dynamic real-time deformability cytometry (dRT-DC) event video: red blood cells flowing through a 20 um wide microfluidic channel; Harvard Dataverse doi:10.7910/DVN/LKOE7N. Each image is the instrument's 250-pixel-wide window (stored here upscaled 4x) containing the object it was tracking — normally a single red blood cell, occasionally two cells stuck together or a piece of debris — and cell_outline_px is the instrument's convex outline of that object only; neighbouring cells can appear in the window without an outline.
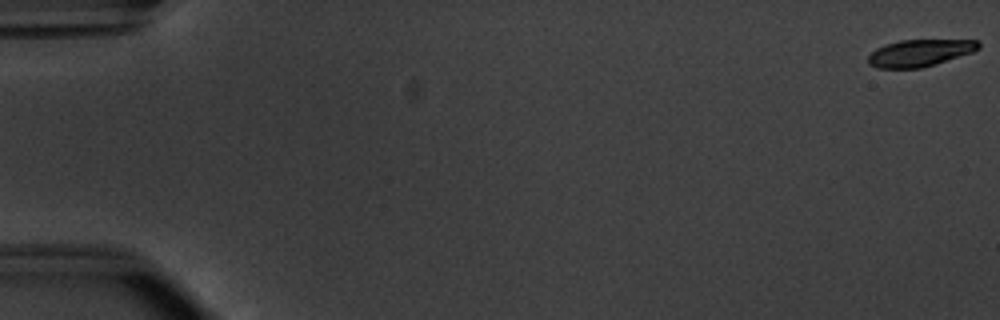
{"species": "common noctule bat (a hibernating species)", "species_latin": "Nyctalus noctula", "temperature_condition": "warm", "stored_images_in_passage": 54, "camera_frame_rate_fps": 3000, "um_per_image_px": 0.085, "animal": {"sex": "male", "body_mass_g": 20.1, "forearm_length_mm": 53.5}, "frame": {"image": 1, "passage_image": 1, "time_ms": 0.0, "image_size_px": [1000, 320], "cell_outline_px": [[980, 48], [972, 52], [936, 64], [920, 68], [876, 68], [868, 64], [868, 56], [876, 48], [884, 44], [900, 40], [976, 40], [980, 44]], "centroid_in_image_um": [78.15, 4.5], "position_along_channel_um": 6.9, "area_um2": 17.34}}
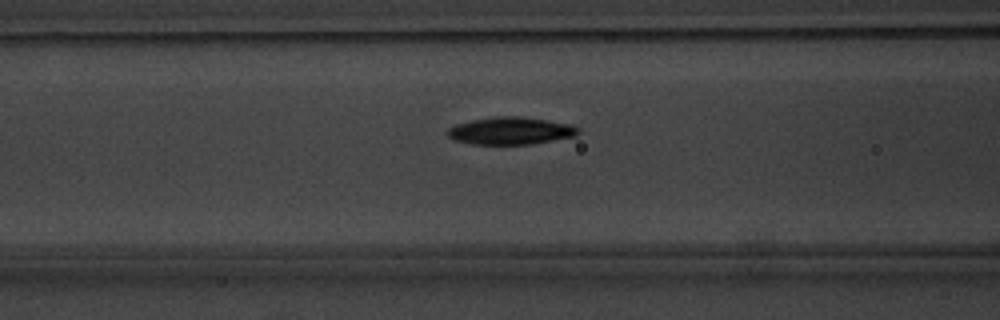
{"frame": {"image": 2, "passage_image": 23, "time_ms": 7.333, "image_size_px": [1000, 320], "cell_outline_px": [[580, 132], [576, 136], [532, 144], [472, 144], [452, 140], [448, 136], [448, 128], [456, 124], [472, 120], [496, 116], [520, 116], [548, 120], [572, 124], [580, 128]], "centroid_in_image_um": [43.43, 11.12], "position_along_channel_um": 123.2, "area_um2": 21.04}}
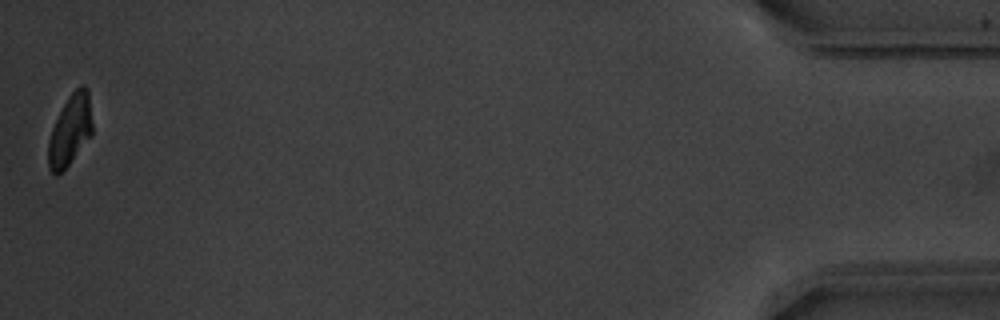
{"frame": {"image": 3, "passage_image": 54, "time_ms": 17.667, "image_size_px": [1000, 320], "cell_outline_px": [[92, 136], [68, 164], [56, 176], [48, 168], [48, 140], [52, 128], [68, 96], [80, 84], [84, 84], [88, 88], [92, 124]], "centroid_in_image_um": [5.97, 11.05], "position_along_channel_um": 429.2, "area_um2": 18.09}, "authors_computed_cell_mechanics": {"area_um2": 20.0566, "velocity_mm_per_s": 3.8082, "shape_relaxation_time_tau1_ms": 2.5439, "shape_relaxation_time_tau2_ms": 6.8815, "deformation_change_tau1": 0.1369, "deformation_change_tau2": 0.1065}}